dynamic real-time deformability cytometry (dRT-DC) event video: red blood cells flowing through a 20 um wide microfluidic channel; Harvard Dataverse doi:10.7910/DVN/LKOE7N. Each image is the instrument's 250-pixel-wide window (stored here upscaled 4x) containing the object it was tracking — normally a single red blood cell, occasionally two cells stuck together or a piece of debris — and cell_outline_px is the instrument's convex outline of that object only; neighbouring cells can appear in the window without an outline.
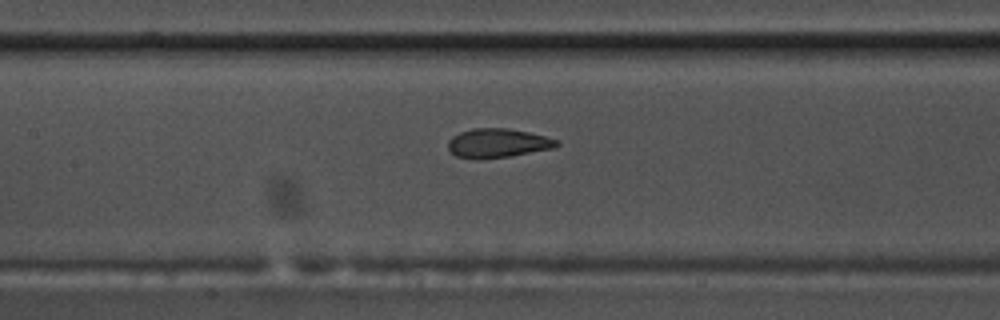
{"species": "common noctule bat (a hibernating species)", "species_latin": "Nyctalus noctula", "temperature_condition": "warm", "stored_images_in_passage": 37, "camera_frame_rate_fps": 3000, "um_per_image_px": 0.085, "animal": {"sex": "male", "body_mass_g": 17.5, "forearm_length_mm": 52.3}, "frame": {"image": 1, "passage_image": 17, "time_ms": 5.333, "image_size_px": [1000, 320], "cell_outline_px": [[560, 144], [552, 148], [512, 156], [456, 156], [448, 148], [448, 140], [452, 136], [460, 132], [472, 128], [508, 128], [528, 132], [544, 136], [556, 140]], "centroid_in_image_um": [42.32, 12.12], "position_along_channel_um": 165.1, "area_um2": 17.63}}
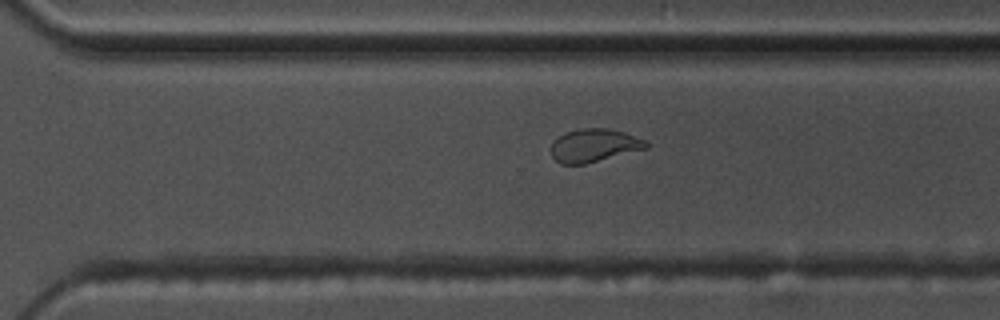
{"frame": {"image": 2, "passage_image": 30, "time_ms": 9.667, "image_size_px": [1000, 320], "cell_outline_px": [[648, 148], [584, 164], [560, 164], [552, 156], [552, 144], [560, 136], [568, 132], [580, 128], [608, 128], [624, 132], [644, 140], [648, 144]], "centroid_in_image_um": [50.51, 12.36], "position_along_channel_um": 320.1, "area_um2": 18.03}}
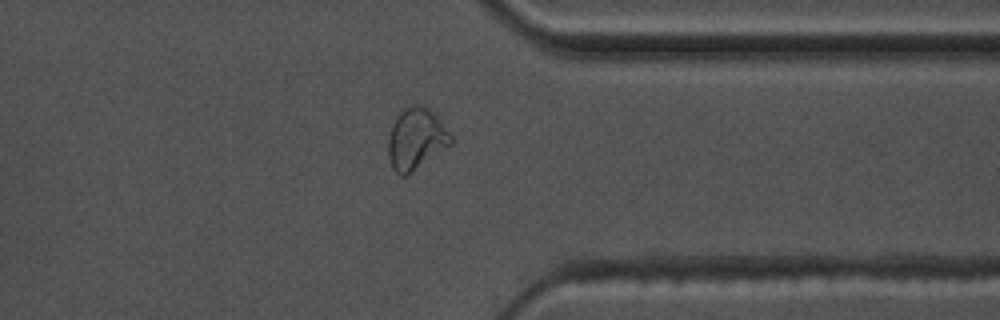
{"frame": {"image": 3, "passage_image": 35, "time_ms": 11.333, "image_size_px": [1000, 320], "cell_outline_px": [[452, 144], [408, 176], [400, 176], [392, 168], [388, 156], [388, 136], [392, 124], [396, 116], [404, 108], [416, 104], [420, 104], [428, 108], [436, 116], [452, 136]], "centroid_in_image_um": [35.35, 11.84], "position_along_channel_um": 376.1, "area_um2": 22.6}}